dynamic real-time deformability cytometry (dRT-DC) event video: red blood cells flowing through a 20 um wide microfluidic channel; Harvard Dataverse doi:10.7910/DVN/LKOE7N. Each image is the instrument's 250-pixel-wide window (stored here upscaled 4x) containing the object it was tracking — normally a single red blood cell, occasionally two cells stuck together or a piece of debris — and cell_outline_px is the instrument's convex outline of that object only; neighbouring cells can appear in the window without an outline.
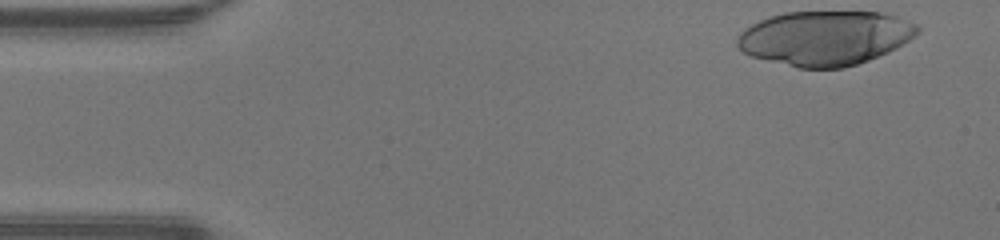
{"species": "human", "species_latin": "Homo sapiens", "temperature_condition": "warm", "stored_images_in_passage": 38, "camera_frame_rate_fps": 3000, "um_per_image_px": 0.085, "donor": {"sex": "male"}, "frame": {"image": 1, "passage_image": 1, "time_ms": 0.0, "image_size_px": [1000, 240], "cell_outline_px": [[920, 32], [916, 36], [896, 48], [888, 52], [868, 60], [844, 68], [800, 68], [752, 56], [744, 52], [736, 44], [736, 40], [740, 32], [744, 28], [760, 20], [784, 12], [884, 12], [908, 20], [916, 24], [920, 28]], "centroid_in_image_um": [70.16, 3.22], "position_along_channel_um": 14.8, "area_um2": 57.22}}